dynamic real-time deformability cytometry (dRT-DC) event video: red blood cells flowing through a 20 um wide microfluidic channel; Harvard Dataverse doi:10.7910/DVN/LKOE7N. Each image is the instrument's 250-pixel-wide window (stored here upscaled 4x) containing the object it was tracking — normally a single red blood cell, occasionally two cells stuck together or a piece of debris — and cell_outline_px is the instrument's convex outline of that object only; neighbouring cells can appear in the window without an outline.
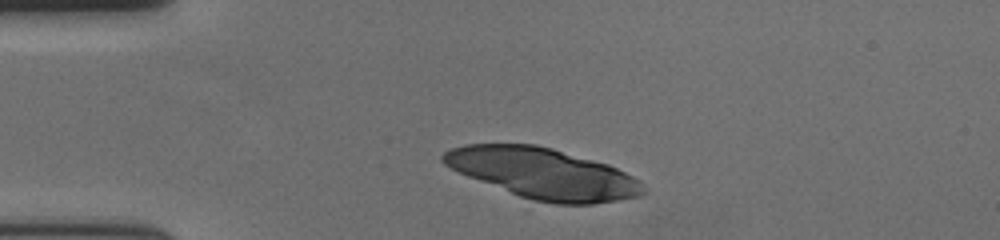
{"species": "human", "species_latin": "Homo sapiens", "temperature_condition": "cold", "stored_images_in_passage": 37, "camera_frame_rate_fps": 3000, "um_per_image_px": 0.085, "donor": {"sex": "female"}, "frame": {"image": 1, "passage_image": 3, "time_ms": 0.667, "image_size_px": [1000, 240], "cell_outline_px": [[648, 192], [640, 196], [620, 200], [592, 204], [556, 204], [536, 200], [520, 196], [468, 176], [444, 164], [440, 160], [440, 156], [444, 152], [452, 148], [464, 144], [536, 144], [552, 148], [608, 164], [640, 180], [644, 184]], "centroid_in_image_um": [46.21, 14.74], "position_along_channel_um": 38.8, "area_um2": 58.72}}
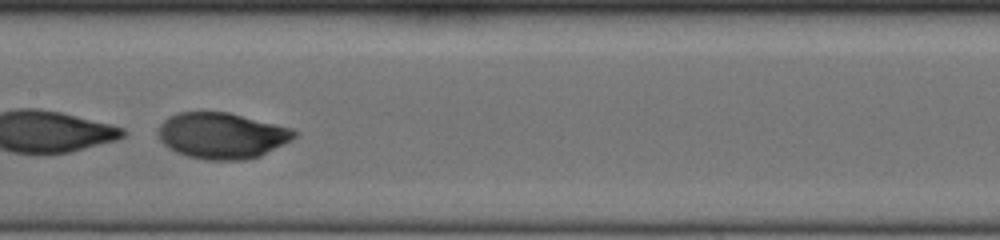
{"frame": {"image": 2, "passage_image": 19, "time_ms": 6.0, "image_size_px": [1000, 240], "cell_outline_px": [[296, 136], [292, 140], [260, 156], [244, 160], [204, 160], [188, 156], [176, 152], [168, 148], [160, 140], [160, 124], [168, 116], [180, 112], [228, 112], [292, 128], [296, 132]], "centroid_in_image_um": [18.87, 11.53], "position_along_channel_um": 188.5, "area_um2": 36.41}}
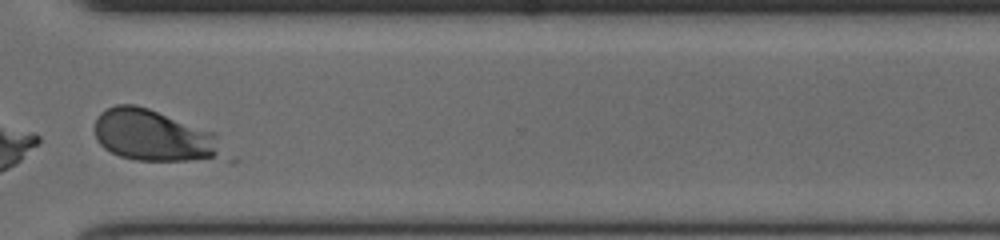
{"frame": {"image": 3, "passage_image": 33, "time_ms": 10.667, "image_size_px": [1000, 240], "cell_outline_px": [[236, 160], [232, 164], [228, 164], [136, 160], [120, 156], [104, 148], [96, 140], [92, 128], [100, 112], [116, 104], [136, 104], [148, 108], [212, 132], [216, 136]], "centroid_in_image_um": [13.31, 11.64], "position_along_channel_um": 357.3, "area_um2": 40.75}, "authors_computed_cell_mechanics": {"area_um2": 39.3618, "velocity_mm_per_s": 3.603, "shape_relaxation_time_tau1_ms": 3.021, "shape_relaxation_time_tau2_ms": null, "deformation_change_tau1": 0.3983, "deformation_change_tau2": null}}